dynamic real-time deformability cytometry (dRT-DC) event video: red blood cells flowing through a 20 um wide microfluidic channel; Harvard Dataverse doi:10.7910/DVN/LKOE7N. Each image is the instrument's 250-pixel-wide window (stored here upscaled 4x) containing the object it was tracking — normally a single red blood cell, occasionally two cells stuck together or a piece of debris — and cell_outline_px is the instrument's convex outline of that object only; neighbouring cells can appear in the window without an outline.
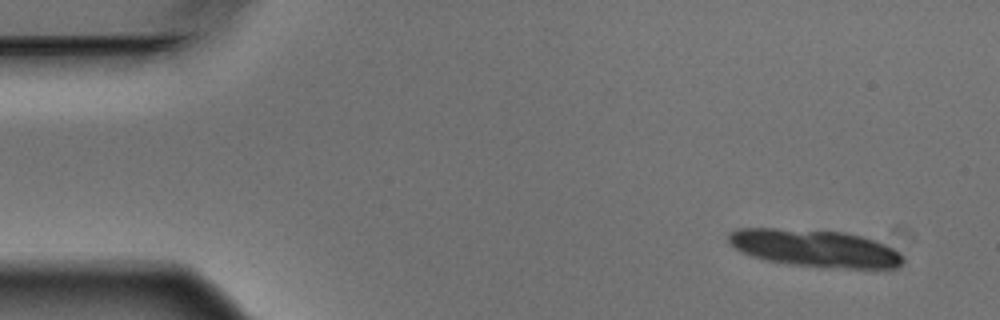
{"species": "Egyptian fruit bat (a non-hibernating species)", "species_latin": "Rousettus aegyptiacus", "temperature_condition": "warm", "stored_images_in_passage": 4, "camera_frame_rate_fps": 3000, "um_per_image_px": 0.085, "animal": {"sex": "male"}, "frame": {"image": 1, "passage_image": 1, "time_ms": 0.0, "image_size_px": [1000, 320], "cell_outline_px": [[904, 264], [896, 268], [824, 268], [788, 264], [764, 260], [740, 252], [728, 240], [728, 232], [736, 228], [776, 228], [844, 232], [876, 240], [892, 248], [904, 256]], "centroid_in_image_um": [69.26, 21.11], "position_along_channel_um": 15.7, "area_um2": 38.32}}